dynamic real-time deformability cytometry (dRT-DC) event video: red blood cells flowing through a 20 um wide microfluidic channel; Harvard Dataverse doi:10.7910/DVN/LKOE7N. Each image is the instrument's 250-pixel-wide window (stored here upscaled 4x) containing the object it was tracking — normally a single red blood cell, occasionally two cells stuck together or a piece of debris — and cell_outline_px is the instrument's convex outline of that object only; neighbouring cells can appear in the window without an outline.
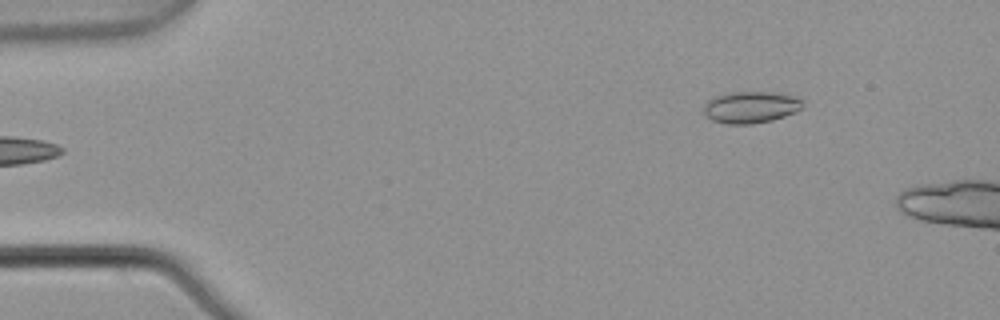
{"species": "common noctule bat (a hibernating species)", "species_latin": "Nyctalus noctula", "temperature_condition": "warm", "stored_images_in_passage": 6, "camera_frame_rate_fps": 3000, "um_per_image_px": 0.085, "animal": {"sex": "male", "body_mass_g": 21.5, "forearm_length_mm": 52.0}, "frame": {"image": 1, "passage_image": 6, "time_ms": 1.667, "image_size_px": [1000, 320], "cell_outline_px": [[804, 108], [796, 112], [772, 120], [752, 124], [728, 124], [712, 120], [704, 112], [704, 104], [712, 96], [728, 92], [772, 92], [792, 96], [804, 100]], "centroid_in_image_um": [63.83, 9.1], "position_along_channel_um": 21.2, "area_um2": 18.44}}